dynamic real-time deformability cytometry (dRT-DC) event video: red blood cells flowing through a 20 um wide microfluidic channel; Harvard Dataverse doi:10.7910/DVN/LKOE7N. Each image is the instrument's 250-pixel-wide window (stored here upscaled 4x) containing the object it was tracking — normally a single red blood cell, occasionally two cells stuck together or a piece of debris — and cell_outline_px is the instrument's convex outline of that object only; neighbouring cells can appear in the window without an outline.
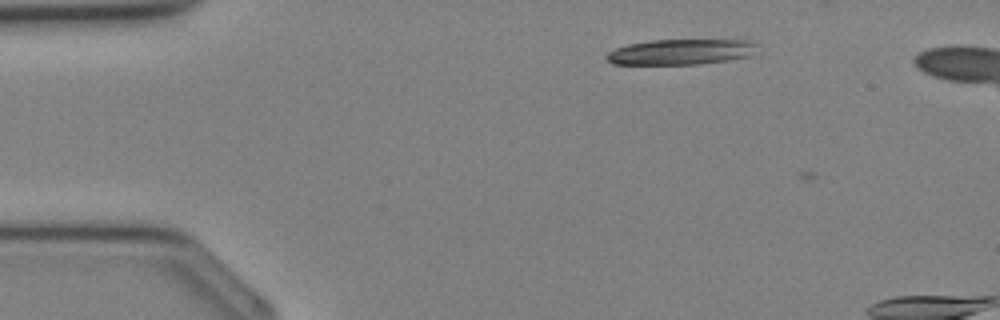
{"species": "Egyptian fruit bat (a non-hibernating species)", "species_latin": "Rousettus aegyptiacus", "temperature_condition": "cold", "stored_images_in_passage": 4, "camera_frame_rate_fps": 3000, "um_per_image_px": 0.085, "animal": {"sex": "female"}, "frame": {"image": 1, "passage_image": 3, "time_ms": 0.667, "image_size_px": [1000, 320], "cell_outline_px": [[760, 44], [748, 56], [728, 60], [696, 64], [612, 64], [604, 56], [608, 52], [616, 48], [628, 44], [648, 40], [752, 40]], "centroid_in_image_um": [57.86, 4.4], "position_along_channel_um": 27.1, "area_um2": 22.37}}